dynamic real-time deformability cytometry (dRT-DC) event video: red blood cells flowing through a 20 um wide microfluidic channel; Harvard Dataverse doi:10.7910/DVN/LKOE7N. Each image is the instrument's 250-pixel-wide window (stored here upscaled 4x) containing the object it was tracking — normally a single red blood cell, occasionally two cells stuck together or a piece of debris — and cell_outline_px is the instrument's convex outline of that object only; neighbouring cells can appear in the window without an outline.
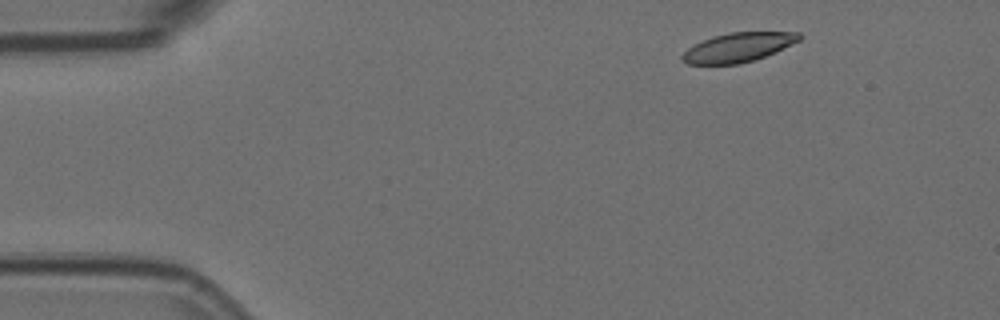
{"species": "Egyptian fruit bat (a non-hibernating species)", "species_latin": "Rousettus aegyptiacus", "temperature_condition": "room temperature", "stored_images_in_passage": 9, "camera_frame_rate_fps": 3000, "um_per_image_px": 0.085, "animal": {"sex": "female"}, "frame": {"image": 1, "passage_image": 1, "time_ms": 0.0, "image_size_px": [1000, 320], "cell_outline_px": [[804, 36], [800, 40], [776, 52], [740, 64], [688, 64], [680, 56], [688, 48], [712, 36], [728, 32], [800, 32]], "centroid_in_image_um": [62.78, 4.01], "position_along_channel_um": 22.2, "area_um2": 19.83}}
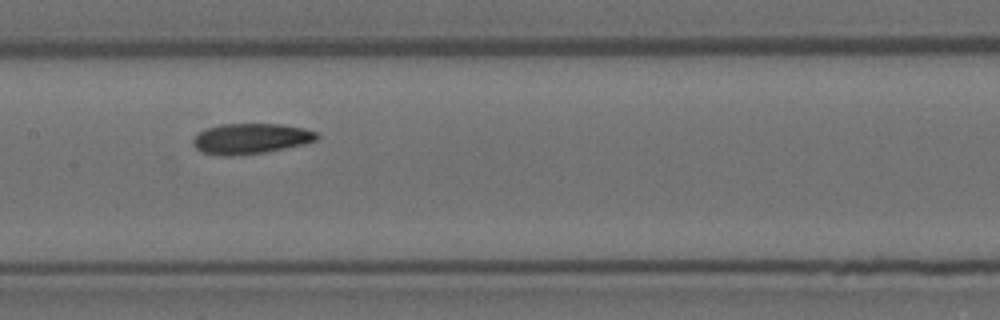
{"frame": {"image": 2, "passage_image": 6, "time_ms": 1.667, "image_size_px": [1000, 320], "cell_outline_px": [[320, 136], [316, 140], [304, 144], [264, 152], [228, 156], [204, 152], [196, 148], [192, 144], [192, 140], [200, 132], [208, 128], [220, 124], [280, 124], [304, 128], [316, 132]], "centroid_in_image_um": [21.34, 11.77], "position_along_channel_um": 186.1, "area_um2": 21.68}}
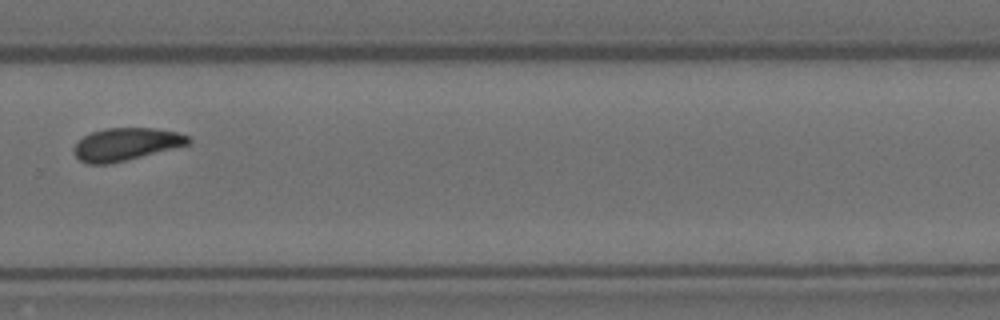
{"frame": {"image": 3, "passage_image": 9, "time_ms": 2.667, "image_size_px": [1000, 320], "cell_outline_px": [[192, 140], [188, 144], [108, 164], [88, 164], [80, 160], [72, 152], [72, 148], [84, 136], [92, 132], [104, 128], [156, 128], [176, 132], [188, 136]], "centroid_in_image_um": [10.66, 12.25], "position_along_channel_um": 319.1, "area_um2": 21.39}}